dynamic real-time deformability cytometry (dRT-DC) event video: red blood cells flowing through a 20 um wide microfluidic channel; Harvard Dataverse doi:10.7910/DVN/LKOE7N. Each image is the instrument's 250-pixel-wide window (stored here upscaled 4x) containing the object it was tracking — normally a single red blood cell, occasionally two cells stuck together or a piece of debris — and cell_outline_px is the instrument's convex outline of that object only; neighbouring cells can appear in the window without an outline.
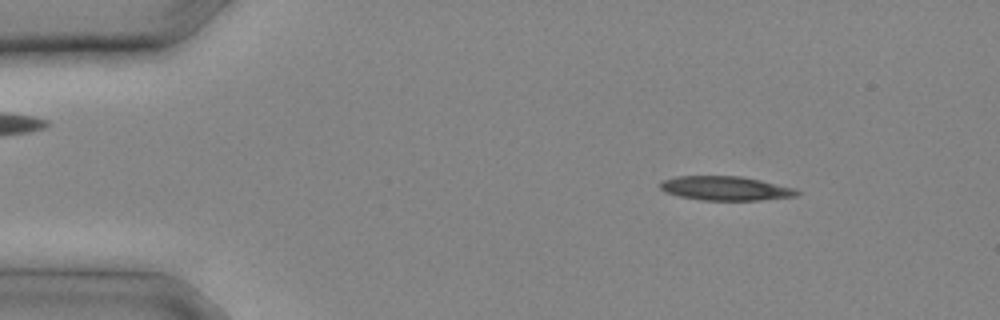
{"species": "common noctule bat (a hibernating species)", "species_latin": "Nyctalus noctula", "temperature_condition": "cold", "stored_images_in_passage": 15, "camera_frame_rate_fps": 3000, "um_per_image_px": 0.085, "animal": {"sex": "male", "body_mass_g": 20.4}, "frame": {"image": 1, "passage_image": 3, "time_ms": 0.667, "image_size_px": [1000, 320], "cell_outline_px": [[800, 192], [796, 196], [760, 200], [704, 200], [680, 196], [664, 192], [660, 188], [660, 180], [676, 176], [740, 176], [760, 180], [796, 188]], "centroid_in_image_um": [61.65, 16.0], "position_along_channel_um": 23.3, "area_um2": 19.25}}
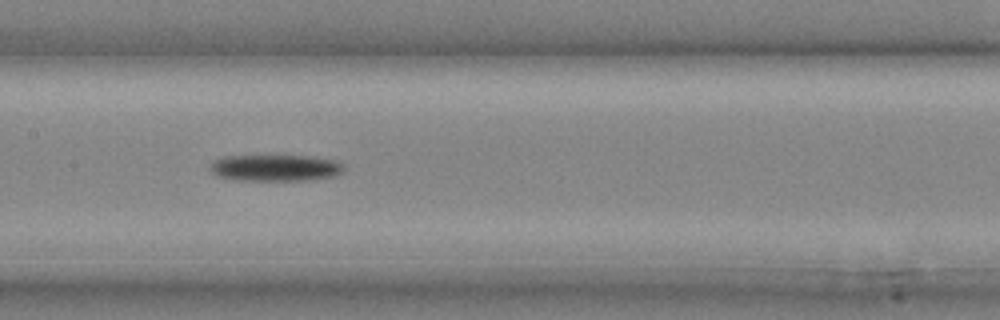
{"frame": {"image": 2, "passage_image": 12, "time_ms": 3.667, "image_size_px": [1000, 320], "cell_outline_px": [[344, 168], [336, 176], [312, 180], [236, 180], [220, 176], [212, 172], [208, 168], [216, 160], [224, 156], [308, 156], [336, 160], [344, 164]], "centroid_in_image_um": [23.45, 14.27], "position_along_channel_um": 184.0, "area_um2": 20.58}}
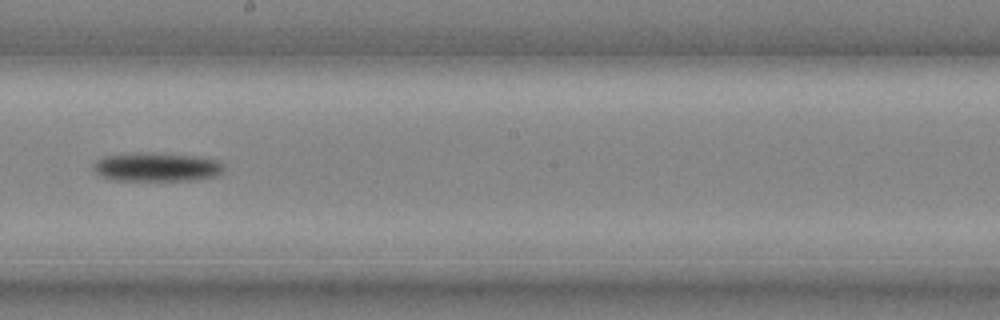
{"frame": {"image": 3, "passage_image": 14, "time_ms": 4.333, "image_size_px": [1000, 320], "cell_outline_px": [[224, 172], [216, 176], [192, 180], [112, 180], [100, 176], [92, 168], [92, 164], [100, 156], [132, 152], [152, 152], [200, 156], [220, 160], [224, 164]], "centroid_in_image_um": [13.31, 14.17], "position_along_channel_um": 234.9, "area_um2": 22.6}}